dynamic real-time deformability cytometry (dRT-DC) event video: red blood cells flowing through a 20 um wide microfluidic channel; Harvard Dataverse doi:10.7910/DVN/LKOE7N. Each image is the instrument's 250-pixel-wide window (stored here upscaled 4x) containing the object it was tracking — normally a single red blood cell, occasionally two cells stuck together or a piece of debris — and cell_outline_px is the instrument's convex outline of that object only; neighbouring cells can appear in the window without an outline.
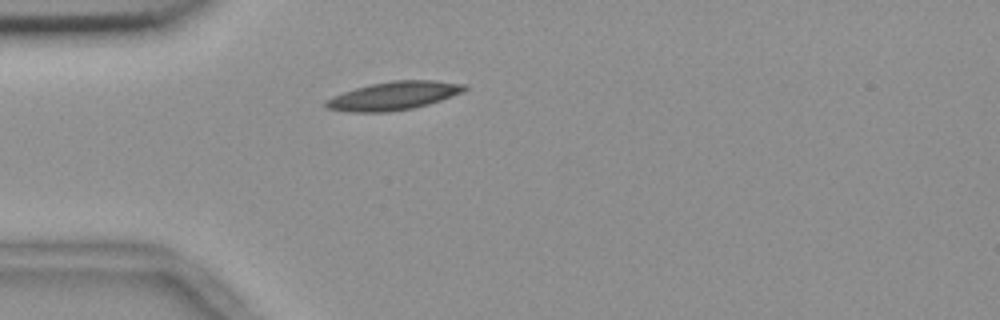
{"species": "common noctule bat (a hibernating species)", "species_latin": "Nyctalus noctula", "temperature_condition": "room temperature", "stored_images_in_passage": 1, "camera_frame_rate_fps": 3000, "um_per_image_px": 0.085, "animal": {"sex": "female", "body_mass_g": 18.4}, "frame": {"image": 1, "passage_image": 1, "time_ms": 0.0, "image_size_px": [1000, 320], "cell_outline_px": [[468, 88], [464, 92], [428, 104], [412, 108], [388, 112], [352, 112], [328, 108], [324, 104], [324, 100], [332, 96], [356, 88], [372, 84], [392, 80], [436, 80], [468, 84]], "centroid_in_image_um": [33.51, 8.13], "position_along_channel_um": 51.5, "area_um2": 22.89}}